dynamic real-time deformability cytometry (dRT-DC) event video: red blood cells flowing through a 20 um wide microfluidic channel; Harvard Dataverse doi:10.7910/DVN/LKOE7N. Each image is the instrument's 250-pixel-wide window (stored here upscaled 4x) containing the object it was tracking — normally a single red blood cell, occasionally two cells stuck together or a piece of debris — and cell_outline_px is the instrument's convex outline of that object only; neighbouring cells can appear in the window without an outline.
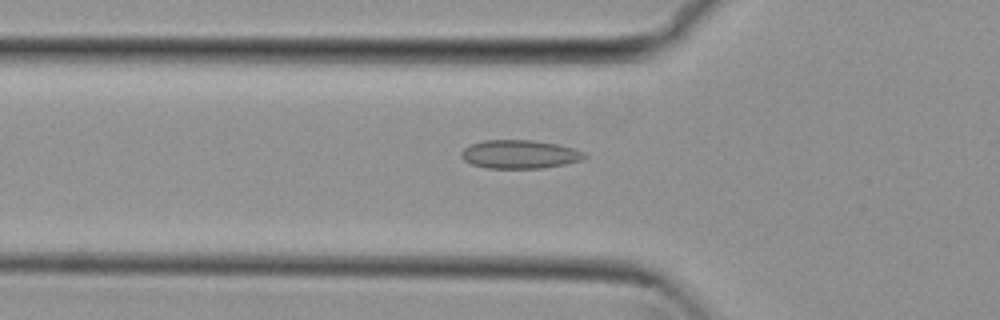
{"species": "common noctule bat (a hibernating species)", "species_latin": "Nyctalus noctula", "temperature_condition": "cold", "stored_images_in_passage": 38, "camera_frame_rate_fps": 3000, "um_per_image_px": 0.085, "animal": {"sex": "female", "body_mass_g": 29.2, "forearm_length_mm": 56.3}, "frame": {"image": 1, "passage_image": 9, "time_ms": 2.667, "image_size_px": [1000, 320], "cell_outline_px": [[588, 156], [580, 160], [564, 164], [544, 168], [484, 168], [472, 164], [464, 160], [460, 156], [460, 152], [464, 148], [472, 144], [484, 140], [532, 140], [556, 144], [572, 148], [584, 152]], "centroid_in_image_um": [44.14, 13.12], "position_along_channel_um": 81.7, "area_um2": 20.4}}
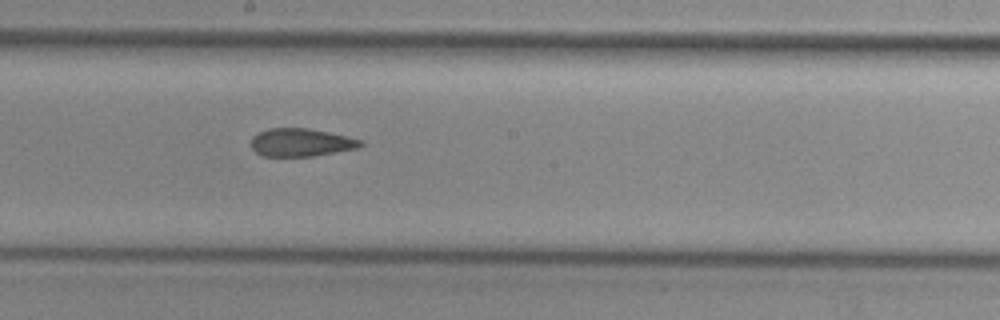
{"frame": {"image": 2, "passage_image": 20, "time_ms": 6.333, "image_size_px": [1000, 320], "cell_outline_px": [[364, 144], [360, 148], [312, 156], [264, 156], [256, 152], [252, 148], [252, 136], [268, 128], [308, 128], [348, 136], [364, 140]], "centroid_in_image_um": [25.64, 12.1], "position_along_channel_um": 222.6, "area_um2": 17.92}}
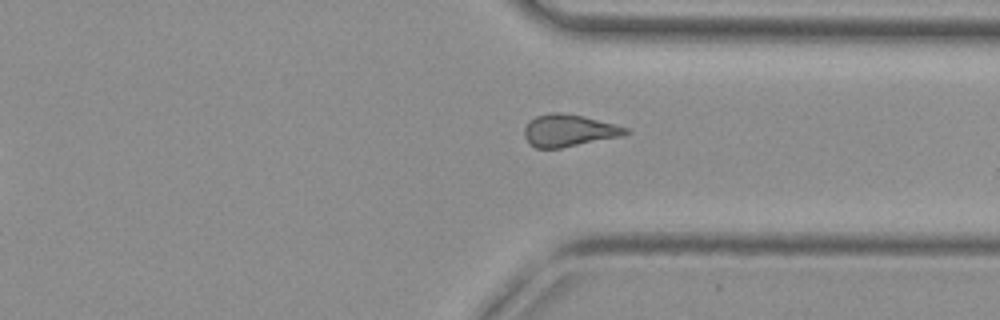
{"frame": {"image": 3, "passage_image": 31, "time_ms": 10.0, "image_size_px": [1000, 320], "cell_outline_px": [[632, 132], [620, 136], [560, 148], [536, 148], [528, 144], [524, 136], [524, 128], [536, 116], [548, 112], [560, 112], [584, 116], [616, 124], [628, 128]], "centroid_in_image_um": [48.35, 11.09], "position_along_channel_um": 363.1, "area_um2": 18.96}}